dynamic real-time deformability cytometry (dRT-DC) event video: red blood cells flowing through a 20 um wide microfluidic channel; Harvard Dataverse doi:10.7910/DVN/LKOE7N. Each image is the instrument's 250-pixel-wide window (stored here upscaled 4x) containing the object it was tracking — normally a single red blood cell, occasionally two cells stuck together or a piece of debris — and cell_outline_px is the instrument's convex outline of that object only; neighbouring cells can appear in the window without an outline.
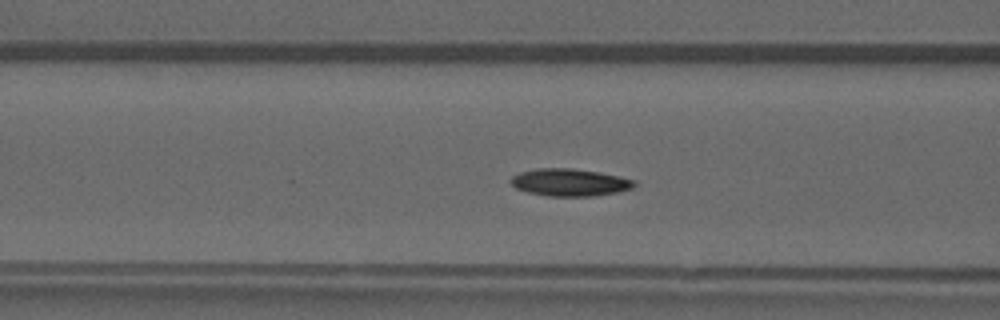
{"species": "common noctule bat (a hibernating species)", "species_latin": "Nyctalus noctula", "temperature_condition": "warm", "stored_images_in_passage": 31, "camera_frame_rate_fps": 3000, "um_per_image_px": 0.085, "animal": {"sex": "male", "forearm_length_mm": 52.5}, "frame": {"image": 1, "passage_image": 5, "time_ms": 1.333, "image_size_px": [1000, 320], "cell_outline_px": [[632, 184], [628, 188], [608, 192], [576, 196], [560, 196], [536, 192], [520, 188], [512, 184], [512, 180], [516, 176], [524, 172], [552, 168], [592, 172], [632, 180]], "centroid_in_image_um": [48.37, 15.5], "position_along_channel_um": 118.2, "area_um2": 17.11}}
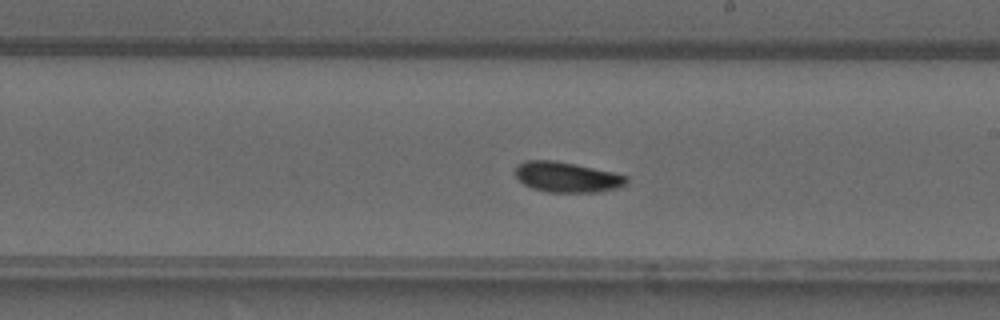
{"frame": {"image": 2, "passage_image": 14, "time_ms": 4.333, "image_size_px": [1000, 320], "cell_outline_px": [[624, 180], [620, 184], [608, 188], [536, 188], [520, 180], [516, 172], [516, 168], [520, 164], [536, 160], [544, 160], [572, 164], [608, 172], [624, 176]], "centroid_in_image_um": [48.04, 14.94], "position_along_channel_um": 241.0, "area_um2": 16.18}}
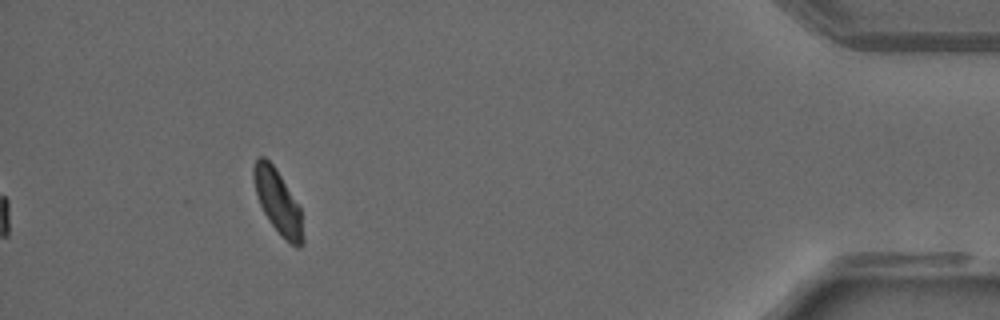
{"frame": {"image": 3, "passage_image": 31, "time_ms": 10.0, "image_size_px": [1000, 320], "cell_outline_px": [[300, 244], [292, 244], [272, 224], [264, 212], [256, 192], [256, 160], [260, 156], [268, 160], [272, 164], [300, 208]], "centroid_in_image_um": [23.6, 17.1], "position_along_channel_um": 411.6, "area_um2": 16.18}, "authors_computed_cell_mechanics": {"area_um2": 16.2418, "velocity_mm_per_s": 4.0915, "shape_relaxation_time_tau1_ms": 4.5972, "shape_relaxation_time_tau2_ms": 5.1394, "deformation_change_tau1": 0.1198, "deformation_change_tau2": 0.097}}